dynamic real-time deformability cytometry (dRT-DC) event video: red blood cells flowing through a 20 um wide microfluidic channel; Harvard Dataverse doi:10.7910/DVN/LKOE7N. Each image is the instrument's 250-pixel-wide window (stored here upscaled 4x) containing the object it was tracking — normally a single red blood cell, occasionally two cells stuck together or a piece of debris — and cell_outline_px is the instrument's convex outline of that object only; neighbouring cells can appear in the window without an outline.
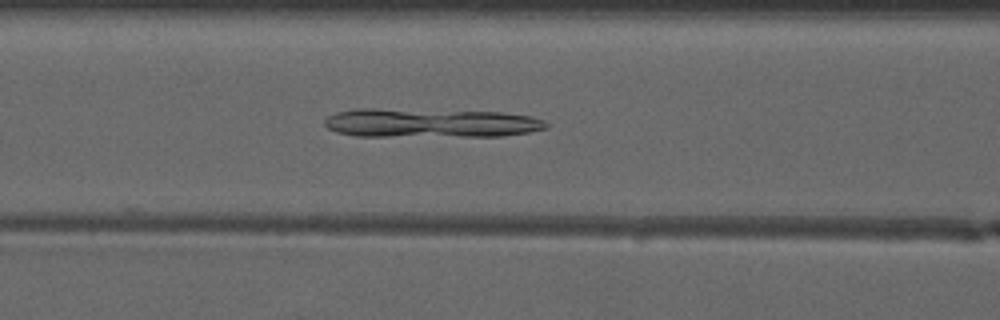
{"species": "common noctule bat (a hibernating species)", "species_latin": "Nyctalus noctula", "temperature_condition": "warm", "stored_images_in_passage": 20, "camera_frame_rate_fps": 3000, "um_per_image_px": 0.085, "animal": {"sex": "male", "forearm_length_mm": 52.5}, "frame": {"image": 1, "passage_image": 16, "time_ms": 5.0, "image_size_px": [1000, 320], "cell_outline_px": [[548, 128], [528, 132], [500, 136], [356, 136], [336, 132], [328, 128], [324, 124], [324, 120], [328, 116], [336, 112], [356, 108], [376, 108], [500, 112], [532, 116], [544, 120], [548, 124]], "centroid_in_image_um": [36.56, 10.45], "position_along_channel_um": 130.0, "area_um2": 37.74}}